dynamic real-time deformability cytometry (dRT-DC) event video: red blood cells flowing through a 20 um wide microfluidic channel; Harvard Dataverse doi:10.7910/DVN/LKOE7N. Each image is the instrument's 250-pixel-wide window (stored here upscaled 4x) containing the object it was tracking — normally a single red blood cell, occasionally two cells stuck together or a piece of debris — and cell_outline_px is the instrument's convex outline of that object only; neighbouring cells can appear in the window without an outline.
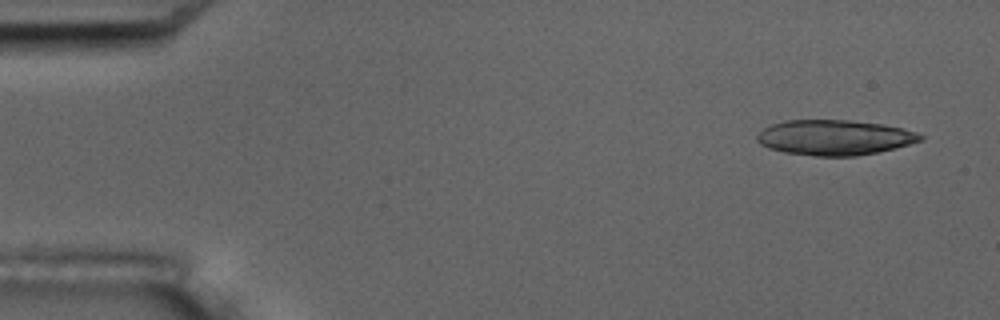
{"species": "common noctule bat (a hibernating species)", "species_latin": "Nyctalus noctula", "temperature_condition": "room temperature", "stored_images_in_passage": 5, "camera_frame_rate_fps": 3000, "um_per_image_px": 0.085, "animal": {"sex": "male", "body_mass_g": 17.5, "forearm_length_mm": 52.3}, "frame": {"image": 1, "passage_image": 1, "time_ms": 0.0, "image_size_px": [1000, 320], "cell_outline_px": [[924, 140], [876, 152], [856, 156], [816, 156], [784, 152], [768, 148], [760, 144], [756, 140], [756, 136], [764, 128], [772, 124], [784, 120], [848, 120], [884, 124], [916, 132], [924, 136]], "centroid_in_image_um": [70.9, 11.68], "position_along_channel_um": 14.1, "area_um2": 33.41}}